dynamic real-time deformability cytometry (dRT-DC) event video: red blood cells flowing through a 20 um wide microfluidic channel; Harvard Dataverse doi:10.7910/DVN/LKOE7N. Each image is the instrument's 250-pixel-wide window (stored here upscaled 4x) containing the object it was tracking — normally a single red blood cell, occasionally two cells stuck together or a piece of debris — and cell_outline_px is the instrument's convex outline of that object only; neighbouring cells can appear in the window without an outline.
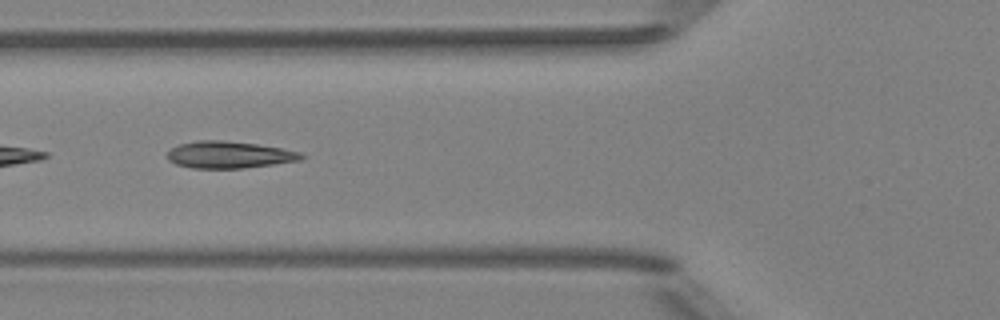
{"species": "Egyptian fruit bat (a non-hibernating species)", "species_latin": "Rousettus aegyptiacus", "temperature_condition": "room temperature", "stored_images_in_passage": 7, "camera_frame_rate_fps": 3000, "um_per_image_px": 0.085, "animal": {"sex": "female"}, "frame": {"image": 1, "passage_image": 5, "time_ms": 4.667, "image_size_px": [1000, 320], "cell_outline_px": [[304, 156], [300, 160], [244, 168], [192, 168], [176, 164], [168, 160], [168, 152], [172, 148], [180, 144], [196, 140], [224, 140], [256, 144], [280, 148], [300, 152]], "centroid_in_image_um": [19.45, 13.15], "position_along_channel_um": 106.4, "area_um2": 20.81}}
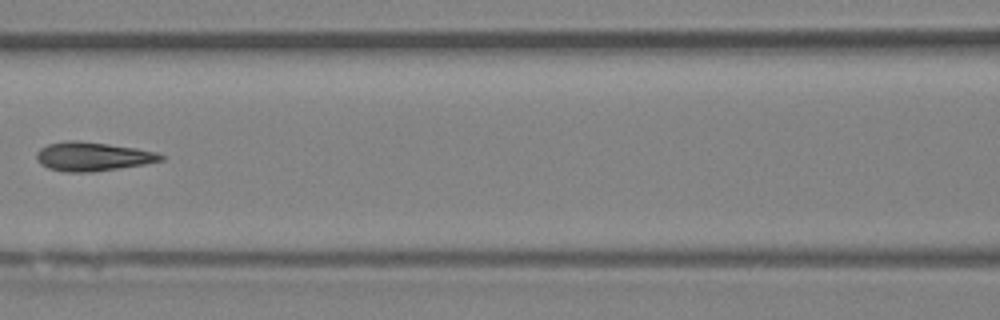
{"frame": {"image": 2, "passage_image": 6, "time_ms": 6.0, "image_size_px": [1000, 320], "cell_outline_px": [[164, 160], [144, 164], [92, 172], [64, 172], [48, 168], [40, 164], [36, 156], [36, 152], [40, 148], [48, 144], [68, 140], [76, 140], [108, 144], [136, 148], [156, 152], [164, 156]], "centroid_in_image_um": [7.85, 13.3], "position_along_channel_um": 158.8, "area_um2": 20.87}}
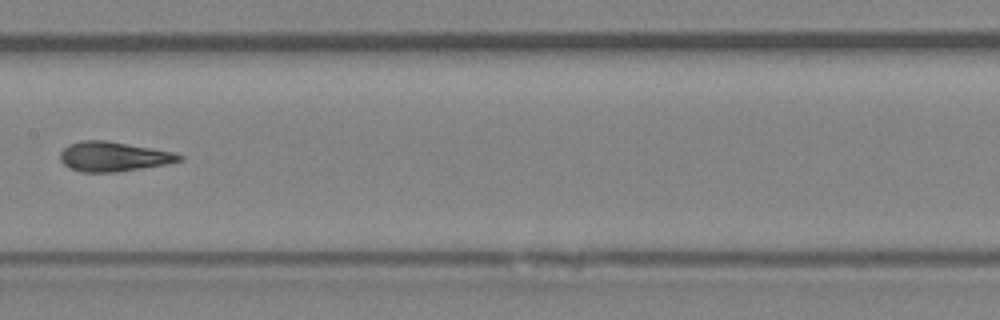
{"frame": {"image": 3, "passage_image": 7, "time_ms": 7.0, "image_size_px": [1000, 320], "cell_outline_px": [[184, 160], [168, 164], [116, 172], [80, 172], [64, 164], [60, 160], [60, 152], [68, 144], [80, 140], [104, 140], [176, 152], [184, 156]], "centroid_in_image_um": [9.67, 13.3], "position_along_channel_um": 197.7, "area_um2": 20.69}}